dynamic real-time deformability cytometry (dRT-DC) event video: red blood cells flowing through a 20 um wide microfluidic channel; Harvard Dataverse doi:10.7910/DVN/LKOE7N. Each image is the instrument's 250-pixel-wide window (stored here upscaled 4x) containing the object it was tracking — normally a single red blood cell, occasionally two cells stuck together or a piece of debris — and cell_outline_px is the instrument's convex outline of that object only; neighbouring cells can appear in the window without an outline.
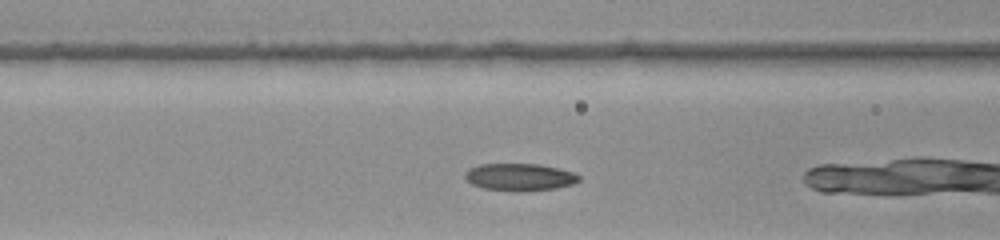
{"species": "common noctule bat (a hibernating species)", "species_latin": "Nyctalus noctula", "temperature_condition": "warm", "stored_images_in_passage": 27, "camera_frame_rate_fps": 3000, "um_per_image_px": 0.085, "animal": {"sex": "female", "body_mass_g": 22.0, "forearm_length_mm": 56.7}, "frame": {"image": 1, "passage_image": 6, "time_ms": 1.667, "image_size_px": [1000, 240], "cell_outline_px": [[580, 180], [572, 184], [556, 188], [524, 192], [512, 192], [484, 188], [472, 184], [464, 176], [464, 172], [468, 168], [480, 164], [540, 164], [576, 172], [580, 176]], "centroid_in_image_um": [44.18, 15.05], "position_along_channel_um": 122.4, "area_um2": 18.44}}
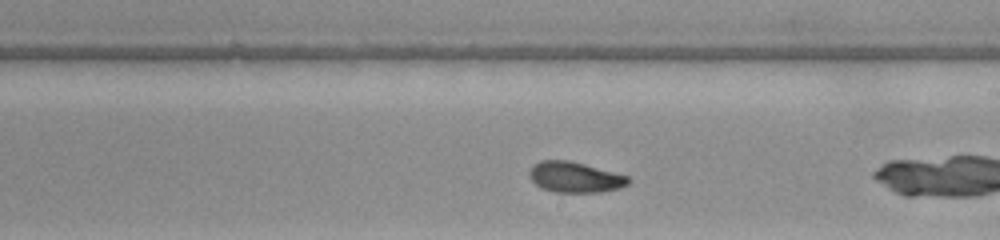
{"frame": {"image": 2, "passage_image": 15, "time_ms": 4.667, "image_size_px": [1000, 240], "cell_outline_px": [[632, 180], [628, 184], [620, 188], [600, 192], [556, 192], [540, 188], [528, 176], [528, 168], [532, 164], [540, 160], [568, 160], [584, 164], [628, 176]], "centroid_in_image_um": [48.83, 15.05], "position_along_channel_um": 240.2, "area_um2": 17.8}}
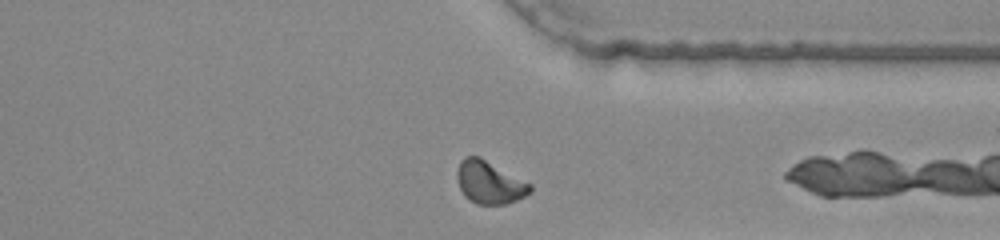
{"frame": {"image": 3, "passage_image": 25, "time_ms": 8.0, "image_size_px": [1000, 240], "cell_outline_px": [[532, 192], [508, 204], [476, 204], [468, 200], [464, 196], [460, 188], [456, 176], [456, 172], [460, 160], [464, 156], [480, 156], [532, 184]], "centroid_in_image_um": [41.59, 15.5], "position_along_channel_um": 369.8, "area_um2": 18.44}}